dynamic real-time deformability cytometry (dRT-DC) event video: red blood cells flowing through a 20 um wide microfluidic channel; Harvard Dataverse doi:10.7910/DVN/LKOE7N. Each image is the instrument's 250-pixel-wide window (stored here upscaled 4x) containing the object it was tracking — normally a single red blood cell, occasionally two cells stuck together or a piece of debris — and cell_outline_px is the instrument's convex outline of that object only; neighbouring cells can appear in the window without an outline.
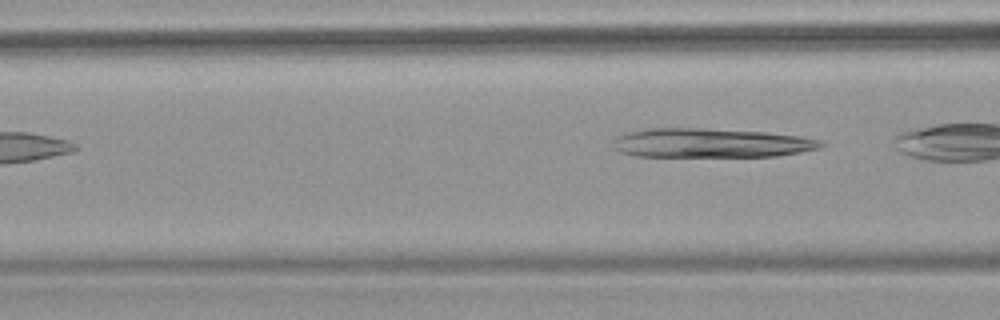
{"species": "common noctule bat (a hibernating species)", "species_latin": "Nyctalus noctula", "temperature_condition": "warm", "stored_images_in_passage": 4, "camera_frame_rate_fps": 3000, "um_per_image_px": 0.085, "animal": {"sex": "female", "body_mass_g": 18.4}, "frame": {"image": 1, "passage_image": 4, "time_ms": 4.333, "image_size_px": [1000, 320], "cell_outline_px": [[824, 144], [820, 148], [800, 152], [776, 156], [636, 156], [620, 152], [612, 148], [612, 140], [616, 136], [624, 132], [648, 128], [704, 128], [764, 132], [800, 136], [820, 140]], "centroid_in_image_um": [60.34, 12.14], "position_along_channel_um": 106.3, "area_um2": 35.55}}